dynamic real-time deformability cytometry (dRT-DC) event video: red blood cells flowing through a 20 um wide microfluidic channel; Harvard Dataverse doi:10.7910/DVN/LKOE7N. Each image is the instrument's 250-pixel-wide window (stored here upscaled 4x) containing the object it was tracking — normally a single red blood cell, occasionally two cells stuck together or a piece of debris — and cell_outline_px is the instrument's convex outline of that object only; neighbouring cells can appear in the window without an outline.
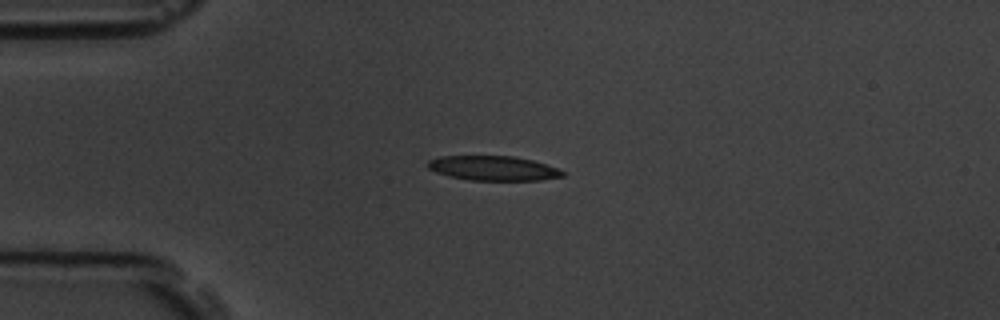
{"species": "common noctule bat (a hibernating species)", "species_latin": "Nyctalus noctula", "temperature_condition": "room temperature", "stored_images_in_passage": 7, "camera_frame_rate_fps": 3000, "um_per_image_px": 0.085, "animal": {"sex": "male", "body_mass_g": 19.5, "forearm_length_mm": 54.6}, "frame": {"image": 1, "passage_image": 3, "time_ms": 0.667, "image_size_px": [1000, 320], "cell_outline_px": [[564, 176], [540, 180], [468, 180], [448, 176], [436, 172], [428, 168], [428, 160], [440, 156], [512, 156], [532, 160], [556, 168], [564, 172]], "centroid_in_image_um": [41.89, 14.3], "position_along_channel_um": 43.1, "area_um2": 19.19}}
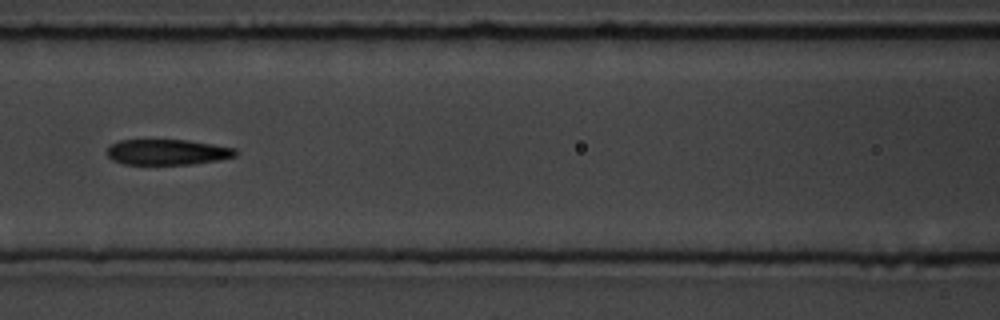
{"frame": {"image": 2, "passage_image": 6, "time_ms": 1.667, "image_size_px": [1000, 320], "cell_outline_px": [[236, 156], [216, 160], [192, 164], [124, 164], [112, 160], [108, 156], [108, 148], [112, 144], [120, 140], [188, 140], [236, 148]], "centroid_in_image_um": [14.22, 12.92], "position_along_channel_um": 152.4, "area_um2": 18.96}}
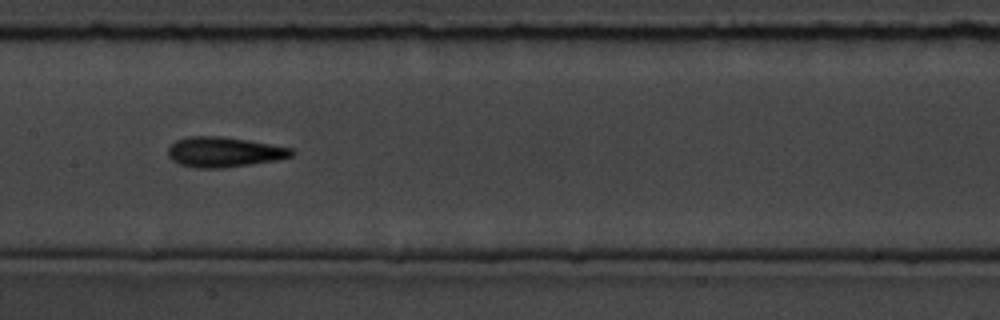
{"frame": {"image": 3, "passage_image": 7, "time_ms": 2.0, "image_size_px": [1000, 320], "cell_outline_px": [[296, 152], [292, 156], [280, 160], [224, 168], [196, 168], [180, 164], [172, 160], [168, 156], [168, 148], [176, 140], [188, 136], [224, 136], [248, 140], [292, 148]], "centroid_in_image_um": [19.07, 12.92], "position_along_channel_um": 188.3, "area_um2": 21.91}}